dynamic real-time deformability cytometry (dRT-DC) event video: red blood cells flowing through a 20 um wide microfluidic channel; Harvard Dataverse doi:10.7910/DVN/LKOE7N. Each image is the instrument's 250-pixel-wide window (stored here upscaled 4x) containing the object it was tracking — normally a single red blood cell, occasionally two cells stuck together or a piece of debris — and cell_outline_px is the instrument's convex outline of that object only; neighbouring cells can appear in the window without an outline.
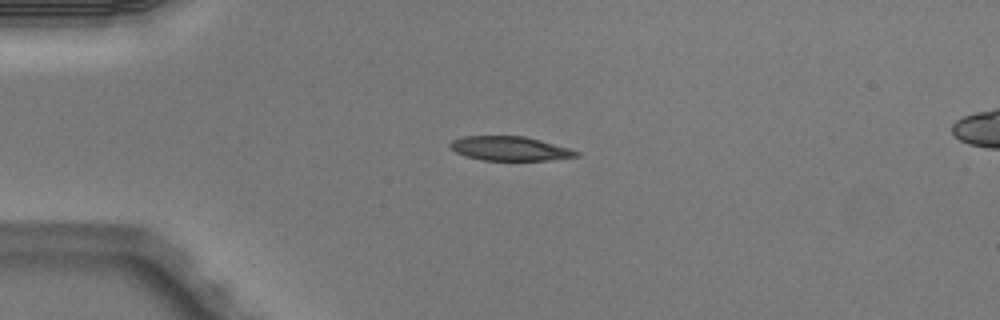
{"species": "Egyptian fruit bat (a non-hibernating species)", "species_latin": "Rousettus aegyptiacus", "temperature_condition": "warm", "stored_images_in_passage": 5, "camera_frame_rate_fps": 3000, "um_per_image_px": 0.085, "animal": {"sex": "male"}, "frame": {"image": 1, "passage_image": 4, "time_ms": 1.0, "image_size_px": [1000, 320], "cell_outline_px": [[580, 156], [548, 160], [480, 160], [456, 152], [448, 144], [452, 140], [460, 136], [524, 136], [540, 140], [568, 148], [580, 152]], "centroid_in_image_um": [43.32, 12.62], "position_along_channel_um": 41.7, "area_um2": 17.69}}